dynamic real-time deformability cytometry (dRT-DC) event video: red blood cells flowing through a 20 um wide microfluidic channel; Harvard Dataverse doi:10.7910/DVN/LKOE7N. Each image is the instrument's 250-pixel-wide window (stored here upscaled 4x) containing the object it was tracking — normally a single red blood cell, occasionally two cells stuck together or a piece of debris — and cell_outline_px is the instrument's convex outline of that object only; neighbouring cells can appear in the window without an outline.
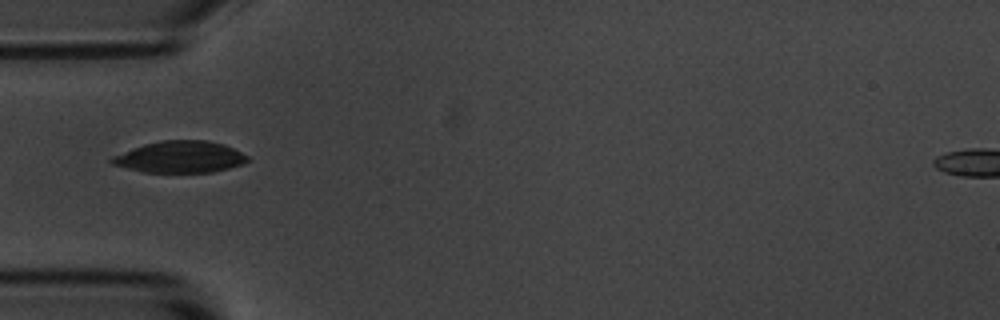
{"species": "common noctule bat (a hibernating species)", "species_latin": "Nyctalus noctula", "temperature_condition": "room temperature", "stored_images_in_passage": 7, "camera_frame_rate_fps": 3000, "um_per_image_px": 0.085, "animal": {"sex": "male", "body_mass_g": 20.1, "forearm_length_mm": 53.5}, "frame": {"image": 1, "passage_image": 4, "time_ms": 4.333, "image_size_px": [1000, 320], "cell_outline_px": [[248, 160], [244, 164], [212, 172], [144, 172], [112, 164], [108, 160], [112, 156], [132, 148], [144, 144], [160, 140], [208, 140], [224, 144], [248, 156]], "centroid_in_image_um": [15.29, 13.33], "position_along_channel_um": 69.7, "area_um2": 24.97}}
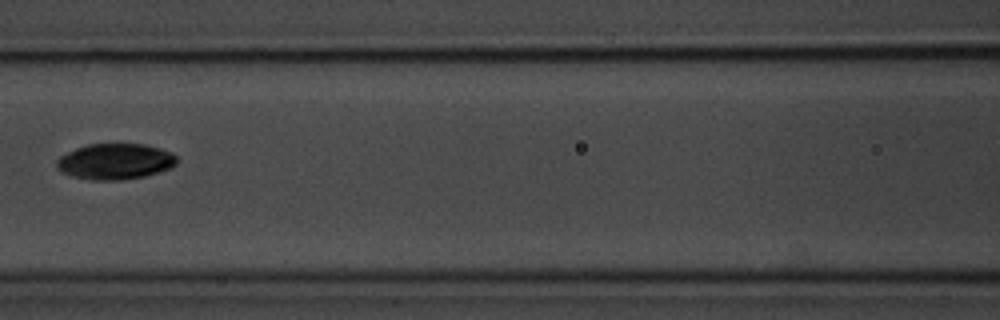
{"frame": {"image": 2, "passage_image": 6, "time_ms": 6.667, "image_size_px": [1000, 320], "cell_outline_px": [[176, 164], [172, 168], [144, 176], [124, 180], [88, 180], [72, 176], [60, 172], [56, 168], [56, 160], [60, 156], [76, 148], [88, 144], [144, 144], [172, 152], [176, 156]], "centroid_in_image_um": [9.76, 13.73], "position_along_channel_um": 156.8, "area_um2": 25.26}}
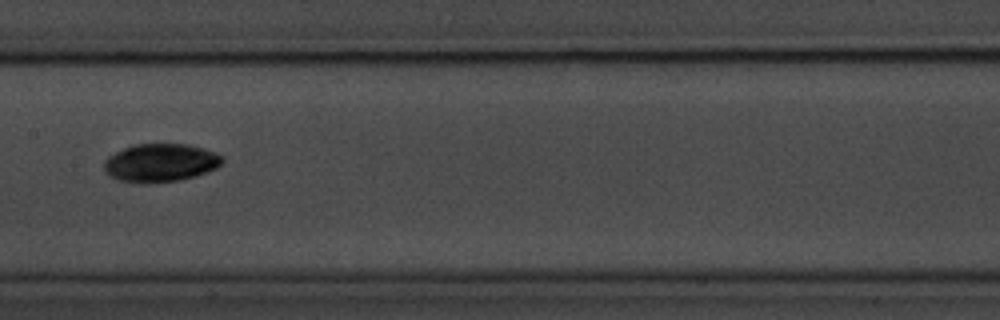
{"frame": {"image": 3, "passage_image": 7, "time_ms": 7.667, "image_size_px": [1000, 320], "cell_outline_px": [[224, 160], [216, 168], [208, 172], [196, 176], [180, 180], [152, 184], [136, 184], [120, 180], [104, 172], [104, 160], [108, 156], [132, 144], [188, 144], [204, 148], [216, 152]], "centroid_in_image_um": [13.63, 13.85], "position_along_channel_um": 193.8, "area_um2": 26.7}}